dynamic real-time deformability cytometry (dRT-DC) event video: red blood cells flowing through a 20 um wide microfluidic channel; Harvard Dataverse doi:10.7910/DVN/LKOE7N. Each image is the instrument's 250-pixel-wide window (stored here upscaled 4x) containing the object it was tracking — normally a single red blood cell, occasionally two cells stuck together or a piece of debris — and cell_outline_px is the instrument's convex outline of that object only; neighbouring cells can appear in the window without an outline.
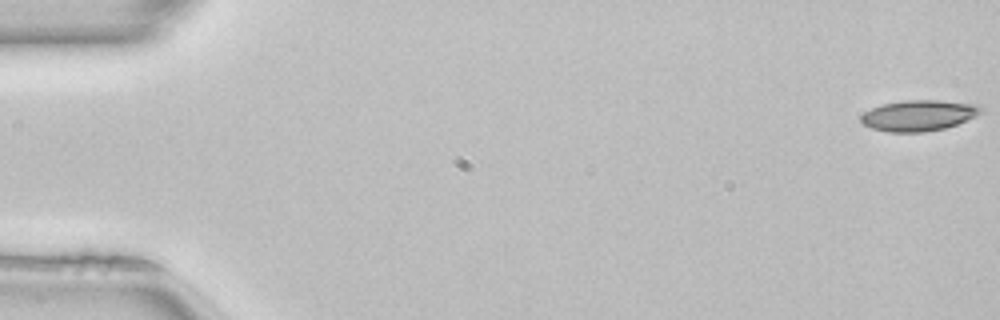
{"species": "common noctule bat (a hibernating species)", "species_latin": "Nyctalus noctula", "temperature_condition": "room temperature", "stored_images_in_passage": 52, "camera_frame_rate_fps": 3000, "um_per_image_px": 0.085, "animal": {"sex": "female", "body_mass_g": 22.7, "forearm_length_mm": 54.2}, "frame": {"image": 1, "passage_image": 1, "time_ms": 0.0, "image_size_px": [1000, 320], "cell_outline_px": [[984, 108], [976, 116], [956, 124], [944, 128], [924, 132], [888, 132], [872, 128], [864, 124], [860, 120], [860, 116], [864, 112], [872, 108], [884, 104], [904, 100], [940, 100], [980, 104]], "centroid_in_image_um": [78.11, 9.8], "position_along_channel_um": 6.9, "area_um2": 21.56}}
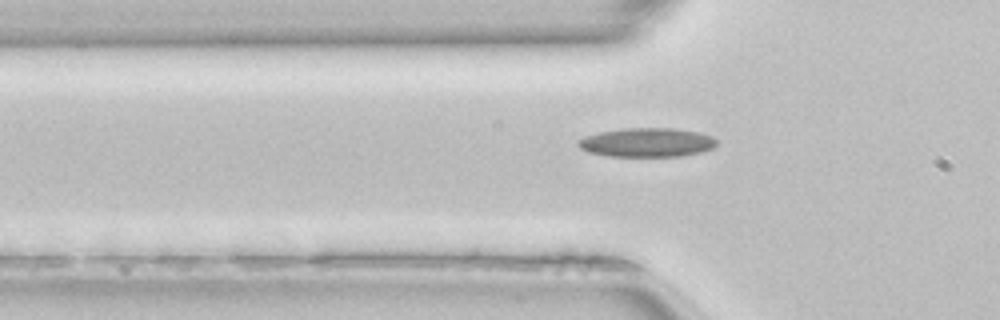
{"frame": {"image": 2, "passage_image": 17, "time_ms": 5.333, "image_size_px": [1000, 320], "cell_outline_px": [[716, 144], [712, 148], [700, 152], [680, 156], [608, 156], [588, 152], [580, 148], [576, 144], [576, 140], [584, 136], [600, 132], [624, 128], [676, 128], [696, 132], [712, 136], [716, 140]], "centroid_in_image_um": [54.94, 12.1], "position_along_channel_um": 70.9, "area_um2": 23.41}}
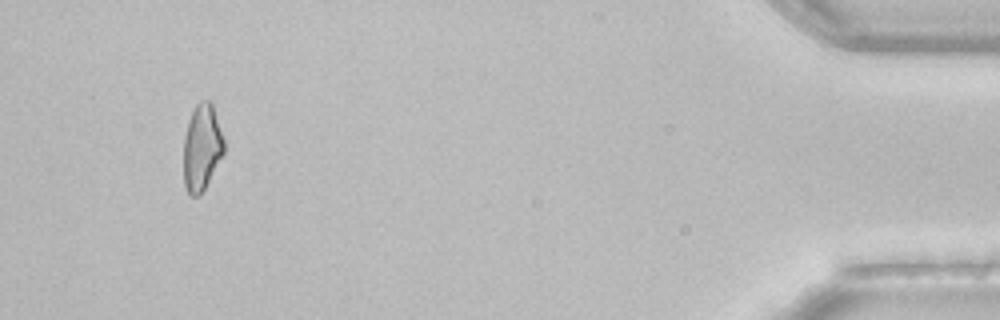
{"frame": {"image": 3, "passage_image": 48, "time_ms": 15.667, "image_size_px": [1000, 320], "cell_outline_px": [[224, 152], [200, 196], [188, 196], [184, 184], [184, 136], [188, 120], [192, 108], [200, 100], [208, 100], [212, 104], [224, 140]], "centroid_in_image_um": [17.13, 12.53], "position_along_channel_um": 418.1, "area_um2": 20.35}, "authors_computed_cell_mechanics": {"area_um2": 21.0103, "velocity_mm_per_s": 4.0825, "shape_relaxation_time_tau1_ms": 10.4844, "shape_relaxation_time_tau2_ms": 4.3003, "deformation_change_tau1": 0.2067, "deformation_change_tau2": 0.1192}}